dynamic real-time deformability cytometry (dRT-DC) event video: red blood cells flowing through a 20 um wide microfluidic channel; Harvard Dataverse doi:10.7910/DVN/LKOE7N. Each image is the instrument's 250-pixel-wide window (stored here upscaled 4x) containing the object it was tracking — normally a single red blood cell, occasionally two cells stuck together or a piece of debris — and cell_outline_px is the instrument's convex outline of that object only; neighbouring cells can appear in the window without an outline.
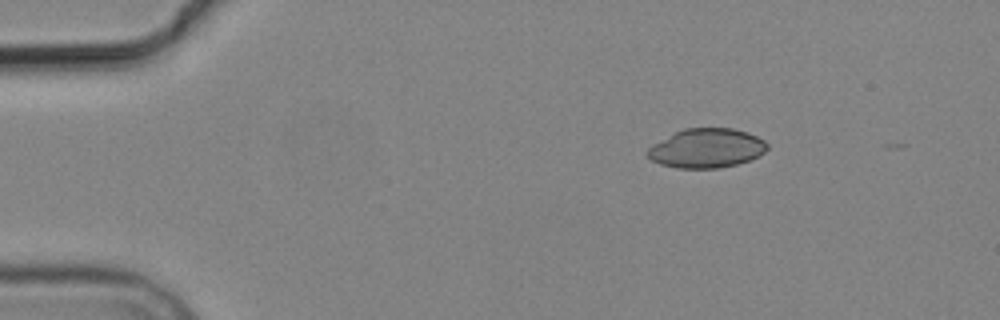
{"species": "common noctule bat (a hibernating species)", "species_latin": "Nyctalus noctula", "temperature_condition": "cold", "stored_images_in_passage": 5, "camera_frame_rate_fps": 3000, "um_per_image_px": 0.085, "animal": {"sex": "male", "body_mass_g": 19.2, "forearm_length_mm": 51.8}, "frame": {"image": 1, "passage_image": 5, "time_ms": 5.667, "image_size_px": [1000, 320], "cell_outline_px": [[768, 148], [760, 156], [752, 160], [720, 168], [676, 168], [660, 164], [652, 160], [644, 152], [652, 144], [684, 128], [732, 128], [748, 132], [764, 140], [768, 144]], "centroid_in_image_um": [60.07, 12.6], "position_along_channel_um": 24.9, "area_um2": 27.57}}